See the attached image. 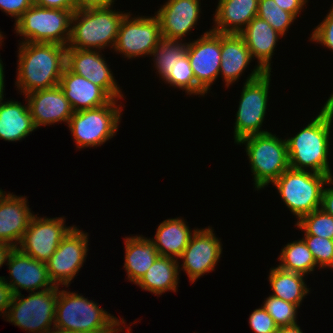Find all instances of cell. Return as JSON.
I'll return each mask as SVG.
<instances>
[{"label": "cell", "instance_id": "7bdbcfd3", "mask_svg": "<svg viewBox=\"0 0 333 333\" xmlns=\"http://www.w3.org/2000/svg\"><path fill=\"white\" fill-rule=\"evenodd\" d=\"M75 9L82 10L88 8L108 7L113 5L114 0H74Z\"/></svg>", "mask_w": 333, "mask_h": 333}, {"label": "cell", "instance_id": "83f0119b", "mask_svg": "<svg viewBox=\"0 0 333 333\" xmlns=\"http://www.w3.org/2000/svg\"><path fill=\"white\" fill-rule=\"evenodd\" d=\"M179 269L177 259L159 256L136 284L156 295L170 290L176 292Z\"/></svg>", "mask_w": 333, "mask_h": 333}, {"label": "cell", "instance_id": "5b68a950", "mask_svg": "<svg viewBox=\"0 0 333 333\" xmlns=\"http://www.w3.org/2000/svg\"><path fill=\"white\" fill-rule=\"evenodd\" d=\"M326 184L333 185V179L328 175L291 168L273 182L283 202L298 221L321 207L322 192Z\"/></svg>", "mask_w": 333, "mask_h": 333}, {"label": "cell", "instance_id": "3957f363", "mask_svg": "<svg viewBox=\"0 0 333 333\" xmlns=\"http://www.w3.org/2000/svg\"><path fill=\"white\" fill-rule=\"evenodd\" d=\"M121 323L125 320L119 321L83 295L58 290L53 327L85 333H118L122 331Z\"/></svg>", "mask_w": 333, "mask_h": 333}, {"label": "cell", "instance_id": "7a4b0ae2", "mask_svg": "<svg viewBox=\"0 0 333 333\" xmlns=\"http://www.w3.org/2000/svg\"><path fill=\"white\" fill-rule=\"evenodd\" d=\"M19 45L18 90L26 95L59 85L66 67L67 47L56 43L23 41Z\"/></svg>", "mask_w": 333, "mask_h": 333}, {"label": "cell", "instance_id": "d4e9b609", "mask_svg": "<svg viewBox=\"0 0 333 333\" xmlns=\"http://www.w3.org/2000/svg\"><path fill=\"white\" fill-rule=\"evenodd\" d=\"M37 129L30 114L28 104L18 101L2 102L0 106V139L19 141Z\"/></svg>", "mask_w": 333, "mask_h": 333}, {"label": "cell", "instance_id": "484cf974", "mask_svg": "<svg viewBox=\"0 0 333 333\" xmlns=\"http://www.w3.org/2000/svg\"><path fill=\"white\" fill-rule=\"evenodd\" d=\"M125 263L128 279L135 284L160 256L151 239L125 237Z\"/></svg>", "mask_w": 333, "mask_h": 333}, {"label": "cell", "instance_id": "8fae6325", "mask_svg": "<svg viewBox=\"0 0 333 333\" xmlns=\"http://www.w3.org/2000/svg\"><path fill=\"white\" fill-rule=\"evenodd\" d=\"M162 39L158 17H130L127 13L119 28L114 50L127 58L152 54Z\"/></svg>", "mask_w": 333, "mask_h": 333}, {"label": "cell", "instance_id": "4dcf8cb0", "mask_svg": "<svg viewBox=\"0 0 333 333\" xmlns=\"http://www.w3.org/2000/svg\"><path fill=\"white\" fill-rule=\"evenodd\" d=\"M187 52V43L179 40H167L162 38L154 48L151 56H154L155 68L162 79H166L172 71L173 65ZM156 57V58H155Z\"/></svg>", "mask_w": 333, "mask_h": 333}, {"label": "cell", "instance_id": "836d02e7", "mask_svg": "<svg viewBox=\"0 0 333 333\" xmlns=\"http://www.w3.org/2000/svg\"><path fill=\"white\" fill-rule=\"evenodd\" d=\"M305 235H316L333 240V216L321 208L303 216L295 224Z\"/></svg>", "mask_w": 333, "mask_h": 333}, {"label": "cell", "instance_id": "9c48e42d", "mask_svg": "<svg viewBox=\"0 0 333 333\" xmlns=\"http://www.w3.org/2000/svg\"><path fill=\"white\" fill-rule=\"evenodd\" d=\"M117 101L113 99L106 105L73 113L68 127L77 148L101 146L115 135L122 112V106H116Z\"/></svg>", "mask_w": 333, "mask_h": 333}, {"label": "cell", "instance_id": "816d5d0a", "mask_svg": "<svg viewBox=\"0 0 333 333\" xmlns=\"http://www.w3.org/2000/svg\"><path fill=\"white\" fill-rule=\"evenodd\" d=\"M3 38H4V37H3V35H2L1 32H0V43L3 42V41H2Z\"/></svg>", "mask_w": 333, "mask_h": 333}, {"label": "cell", "instance_id": "e575fe53", "mask_svg": "<svg viewBox=\"0 0 333 333\" xmlns=\"http://www.w3.org/2000/svg\"><path fill=\"white\" fill-rule=\"evenodd\" d=\"M263 308L274 319L278 327L296 325L297 305L270 295L264 301Z\"/></svg>", "mask_w": 333, "mask_h": 333}, {"label": "cell", "instance_id": "ba28073f", "mask_svg": "<svg viewBox=\"0 0 333 333\" xmlns=\"http://www.w3.org/2000/svg\"><path fill=\"white\" fill-rule=\"evenodd\" d=\"M270 75V72H264L257 66L247 77L236 114L235 143L244 137L268 132L261 131L260 127L267 109Z\"/></svg>", "mask_w": 333, "mask_h": 333}, {"label": "cell", "instance_id": "cb8c5ba5", "mask_svg": "<svg viewBox=\"0 0 333 333\" xmlns=\"http://www.w3.org/2000/svg\"><path fill=\"white\" fill-rule=\"evenodd\" d=\"M252 59L243 38L239 34L221 33V64L219 74L223 75L228 87L239 79Z\"/></svg>", "mask_w": 333, "mask_h": 333}, {"label": "cell", "instance_id": "8d00e7d4", "mask_svg": "<svg viewBox=\"0 0 333 333\" xmlns=\"http://www.w3.org/2000/svg\"><path fill=\"white\" fill-rule=\"evenodd\" d=\"M249 324L255 333H276L278 326L275 324L274 319L263 308L255 309L250 317Z\"/></svg>", "mask_w": 333, "mask_h": 333}, {"label": "cell", "instance_id": "277c9868", "mask_svg": "<svg viewBox=\"0 0 333 333\" xmlns=\"http://www.w3.org/2000/svg\"><path fill=\"white\" fill-rule=\"evenodd\" d=\"M126 14L113 11L111 6L75 10L67 48L101 50L108 45L114 48L120 24Z\"/></svg>", "mask_w": 333, "mask_h": 333}, {"label": "cell", "instance_id": "8992f818", "mask_svg": "<svg viewBox=\"0 0 333 333\" xmlns=\"http://www.w3.org/2000/svg\"><path fill=\"white\" fill-rule=\"evenodd\" d=\"M241 143H246V153L257 190L273 183L290 168L286 139L281 140L267 132L244 137L237 142Z\"/></svg>", "mask_w": 333, "mask_h": 333}, {"label": "cell", "instance_id": "b9f144b4", "mask_svg": "<svg viewBox=\"0 0 333 333\" xmlns=\"http://www.w3.org/2000/svg\"><path fill=\"white\" fill-rule=\"evenodd\" d=\"M284 11L291 13L295 18L305 7L307 0H274ZM304 6V7H303Z\"/></svg>", "mask_w": 333, "mask_h": 333}, {"label": "cell", "instance_id": "f6af8a7d", "mask_svg": "<svg viewBox=\"0 0 333 333\" xmlns=\"http://www.w3.org/2000/svg\"><path fill=\"white\" fill-rule=\"evenodd\" d=\"M14 246L0 242V267L8 261L11 252L14 250Z\"/></svg>", "mask_w": 333, "mask_h": 333}, {"label": "cell", "instance_id": "1f68e13d", "mask_svg": "<svg viewBox=\"0 0 333 333\" xmlns=\"http://www.w3.org/2000/svg\"><path fill=\"white\" fill-rule=\"evenodd\" d=\"M165 82L176 88L184 89L189 95L206 94L197 84L194 72L187 54L179 59L172 67L171 74L165 79Z\"/></svg>", "mask_w": 333, "mask_h": 333}, {"label": "cell", "instance_id": "9a60e30c", "mask_svg": "<svg viewBox=\"0 0 333 333\" xmlns=\"http://www.w3.org/2000/svg\"><path fill=\"white\" fill-rule=\"evenodd\" d=\"M222 253L220 240L208 226L205 229H195L193 235L179 257L183 259L182 268L186 271L191 283L205 273L214 270Z\"/></svg>", "mask_w": 333, "mask_h": 333}, {"label": "cell", "instance_id": "bcb514c9", "mask_svg": "<svg viewBox=\"0 0 333 333\" xmlns=\"http://www.w3.org/2000/svg\"><path fill=\"white\" fill-rule=\"evenodd\" d=\"M276 333H303L298 324L291 326L278 327Z\"/></svg>", "mask_w": 333, "mask_h": 333}, {"label": "cell", "instance_id": "52a82bcc", "mask_svg": "<svg viewBox=\"0 0 333 333\" xmlns=\"http://www.w3.org/2000/svg\"><path fill=\"white\" fill-rule=\"evenodd\" d=\"M71 10L33 4L15 22V30L31 43H56L67 47L70 39Z\"/></svg>", "mask_w": 333, "mask_h": 333}, {"label": "cell", "instance_id": "44dd1931", "mask_svg": "<svg viewBox=\"0 0 333 333\" xmlns=\"http://www.w3.org/2000/svg\"><path fill=\"white\" fill-rule=\"evenodd\" d=\"M59 86L74 112L97 108L113 100L101 87L71 72L67 67L64 68Z\"/></svg>", "mask_w": 333, "mask_h": 333}, {"label": "cell", "instance_id": "f35d334b", "mask_svg": "<svg viewBox=\"0 0 333 333\" xmlns=\"http://www.w3.org/2000/svg\"><path fill=\"white\" fill-rule=\"evenodd\" d=\"M33 4L34 0H0V9L16 18V22Z\"/></svg>", "mask_w": 333, "mask_h": 333}, {"label": "cell", "instance_id": "4316f807", "mask_svg": "<svg viewBox=\"0 0 333 333\" xmlns=\"http://www.w3.org/2000/svg\"><path fill=\"white\" fill-rule=\"evenodd\" d=\"M192 235L189 226L186 225L184 220L171 218L160 223L152 242L155 244L160 256L178 259L188 245Z\"/></svg>", "mask_w": 333, "mask_h": 333}, {"label": "cell", "instance_id": "ab89813d", "mask_svg": "<svg viewBox=\"0 0 333 333\" xmlns=\"http://www.w3.org/2000/svg\"><path fill=\"white\" fill-rule=\"evenodd\" d=\"M5 281V277H0V312L2 311L4 316H7L9 307L11 305L14 293L10 286Z\"/></svg>", "mask_w": 333, "mask_h": 333}, {"label": "cell", "instance_id": "c3c4849f", "mask_svg": "<svg viewBox=\"0 0 333 333\" xmlns=\"http://www.w3.org/2000/svg\"><path fill=\"white\" fill-rule=\"evenodd\" d=\"M48 333H85V332L69 331L53 327V331L50 330Z\"/></svg>", "mask_w": 333, "mask_h": 333}, {"label": "cell", "instance_id": "7402d4cb", "mask_svg": "<svg viewBox=\"0 0 333 333\" xmlns=\"http://www.w3.org/2000/svg\"><path fill=\"white\" fill-rule=\"evenodd\" d=\"M246 43L252 58L258 59V66L264 72H271V58L274 53L276 42L283 37L274 30L265 20L255 17L239 33Z\"/></svg>", "mask_w": 333, "mask_h": 333}, {"label": "cell", "instance_id": "60d3db41", "mask_svg": "<svg viewBox=\"0 0 333 333\" xmlns=\"http://www.w3.org/2000/svg\"><path fill=\"white\" fill-rule=\"evenodd\" d=\"M34 4L46 8L71 10L72 12L76 10L74 0H34Z\"/></svg>", "mask_w": 333, "mask_h": 333}, {"label": "cell", "instance_id": "f546056e", "mask_svg": "<svg viewBox=\"0 0 333 333\" xmlns=\"http://www.w3.org/2000/svg\"><path fill=\"white\" fill-rule=\"evenodd\" d=\"M279 256L281 264L278 267L286 271L305 275L318 266L303 239L288 243Z\"/></svg>", "mask_w": 333, "mask_h": 333}, {"label": "cell", "instance_id": "74e56055", "mask_svg": "<svg viewBox=\"0 0 333 333\" xmlns=\"http://www.w3.org/2000/svg\"><path fill=\"white\" fill-rule=\"evenodd\" d=\"M312 33L310 40L321 43L330 50H333V6L322 23Z\"/></svg>", "mask_w": 333, "mask_h": 333}, {"label": "cell", "instance_id": "ee69618b", "mask_svg": "<svg viewBox=\"0 0 333 333\" xmlns=\"http://www.w3.org/2000/svg\"><path fill=\"white\" fill-rule=\"evenodd\" d=\"M324 212L333 216V187L325 188L322 192L321 207Z\"/></svg>", "mask_w": 333, "mask_h": 333}, {"label": "cell", "instance_id": "5bb4252c", "mask_svg": "<svg viewBox=\"0 0 333 333\" xmlns=\"http://www.w3.org/2000/svg\"><path fill=\"white\" fill-rule=\"evenodd\" d=\"M196 84L207 93L217 79L221 64V33L210 30L200 39L187 43L186 52Z\"/></svg>", "mask_w": 333, "mask_h": 333}, {"label": "cell", "instance_id": "30bf717a", "mask_svg": "<svg viewBox=\"0 0 333 333\" xmlns=\"http://www.w3.org/2000/svg\"><path fill=\"white\" fill-rule=\"evenodd\" d=\"M58 288L39 289L26 298H21V293L15 294L6 316L7 321L33 333H48L55 322Z\"/></svg>", "mask_w": 333, "mask_h": 333}, {"label": "cell", "instance_id": "7c38bea8", "mask_svg": "<svg viewBox=\"0 0 333 333\" xmlns=\"http://www.w3.org/2000/svg\"><path fill=\"white\" fill-rule=\"evenodd\" d=\"M64 220L62 217L49 219L34 215L23 234L20 246L16 248L32 258L46 263L57 250L60 242L74 227H66Z\"/></svg>", "mask_w": 333, "mask_h": 333}, {"label": "cell", "instance_id": "d6986e66", "mask_svg": "<svg viewBox=\"0 0 333 333\" xmlns=\"http://www.w3.org/2000/svg\"><path fill=\"white\" fill-rule=\"evenodd\" d=\"M162 6L156 13L162 38L181 41L199 19V0H168Z\"/></svg>", "mask_w": 333, "mask_h": 333}, {"label": "cell", "instance_id": "e0dca14e", "mask_svg": "<svg viewBox=\"0 0 333 333\" xmlns=\"http://www.w3.org/2000/svg\"><path fill=\"white\" fill-rule=\"evenodd\" d=\"M36 128L42 125L66 122L74 111L59 85L25 95Z\"/></svg>", "mask_w": 333, "mask_h": 333}, {"label": "cell", "instance_id": "ac0fdd59", "mask_svg": "<svg viewBox=\"0 0 333 333\" xmlns=\"http://www.w3.org/2000/svg\"><path fill=\"white\" fill-rule=\"evenodd\" d=\"M7 264L12 278L7 284L14 295L20 294L19 288L34 292L42 287L43 290L55 287L48 274L46 263L22 253L18 248H14L11 252Z\"/></svg>", "mask_w": 333, "mask_h": 333}, {"label": "cell", "instance_id": "603a6c76", "mask_svg": "<svg viewBox=\"0 0 333 333\" xmlns=\"http://www.w3.org/2000/svg\"><path fill=\"white\" fill-rule=\"evenodd\" d=\"M257 12L258 0H219L214 16L216 26L211 30L239 34L257 17Z\"/></svg>", "mask_w": 333, "mask_h": 333}, {"label": "cell", "instance_id": "d590c367", "mask_svg": "<svg viewBox=\"0 0 333 333\" xmlns=\"http://www.w3.org/2000/svg\"><path fill=\"white\" fill-rule=\"evenodd\" d=\"M302 239L320 268H333V240L316 235H304Z\"/></svg>", "mask_w": 333, "mask_h": 333}, {"label": "cell", "instance_id": "681fc988", "mask_svg": "<svg viewBox=\"0 0 333 333\" xmlns=\"http://www.w3.org/2000/svg\"><path fill=\"white\" fill-rule=\"evenodd\" d=\"M5 196V193L0 189V202L2 201L3 197Z\"/></svg>", "mask_w": 333, "mask_h": 333}, {"label": "cell", "instance_id": "2e32d148", "mask_svg": "<svg viewBox=\"0 0 333 333\" xmlns=\"http://www.w3.org/2000/svg\"><path fill=\"white\" fill-rule=\"evenodd\" d=\"M100 51L67 48L66 67L101 87L112 99L122 98L121 90Z\"/></svg>", "mask_w": 333, "mask_h": 333}, {"label": "cell", "instance_id": "6da1fadb", "mask_svg": "<svg viewBox=\"0 0 333 333\" xmlns=\"http://www.w3.org/2000/svg\"><path fill=\"white\" fill-rule=\"evenodd\" d=\"M320 111L319 115L294 137L286 139L289 166L294 170L310 169L312 172L333 178L328 162L329 134L333 122V94Z\"/></svg>", "mask_w": 333, "mask_h": 333}, {"label": "cell", "instance_id": "7dc6e473", "mask_svg": "<svg viewBox=\"0 0 333 333\" xmlns=\"http://www.w3.org/2000/svg\"><path fill=\"white\" fill-rule=\"evenodd\" d=\"M1 45V43H0ZM2 60H0V94H3V90H4V72H3V64L1 62Z\"/></svg>", "mask_w": 333, "mask_h": 333}, {"label": "cell", "instance_id": "f1b7e54d", "mask_svg": "<svg viewBox=\"0 0 333 333\" xmlns=\"http://www.w3.org/2000/svg\"><path fill=\"white\" fill-rule=\"evenodd\" d=\"M305 275L279 268H272L269 281L273 290L272 296L293 303L300 307L305 295L310 292L304 281Z\"/></svg>", "mask_w": 333, "mask_h": 333}, {"label": "cell", "instance_id": "f907efd6", "mask_svg": "<svg viewBox=\"0 0 333 333\" xmlns=\"http://www.w3.org/2000/svg\"><path fill=\"white\" fill-rule=\"evenodd\" d=\"M3 98H4V95H3V94H0V106H1V104H2Z\"/></svg>", "mask_w": 333, "mask_h": 333}, {"label": "cell", "instance_id": "4fadbf2b", "mask_svg": "<svg viewBox=\"0 0 333 333\" xmlns=\"http://www.w3.org/2000/svg\"><path fill=\"white\" fill-rule=\"evenodd\" d=\"M88 234L73 227L46 262L48 274L55 286L69 285L82 267L88 251Z\"/></svg>", "mask_w": 333, "mask_h": 333}, {"label": "cell", "instance_id": "d6a6232c", "mask_svg": "<svg viewBox=\"0 0 333 333\" xmlns=\"http://www.w3.org/2000/svg\"><path fill=\"white\" fill-rule=\"evenodd\" d=\"M257 17L265 20L282 36L296 19L291 13L281 9L274 0H258Z\"/></svg>", "mask_w": 333, "mask_h": 333}, {"label": "cell", "instance_id": "ffe728a7", "mask_svg": "<svg viewBox=\"0 0 333 333\" xmlns=\"http://www.w3.org/2000/svg\"><path fill=\"white\" fill-rule=\"evenodd\" d=\"M27 205L25 197L9 193L3 197L0 202V242L15 248L18 246L34 216Z\"/></svg>", "mask_w": 333, "mask_h": 333}]
</instances>
